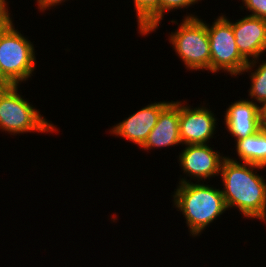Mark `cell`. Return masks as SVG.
Instances as JSON below:
<instances>
[{
	"label": "cell",
	"instance_id": "cell-1",
	"mask_svg": "<svg viewBox=\"0 0 266 267\" xmlns=\"http://www.w3.org/2000/svg\"><path fill=\"white\" fill-rule=\"evenodd\" d=\"M264 168L226 157L219 176L227 209L236 208L246 219H257L266 225V181L257 173Z\"/></svg>",
	"mask_w": 266,
	"mask_h": 267
},
{
	"label": "cell",
	"instance_id": "cell-2",
	"mask_svg": "<svg viewBox=\"0 0 266 267\" xmlns=\"http://www.w3.org/2000/svg\"><path fill=\"white\" fill-rule=\"evenodd\" d=\"M205 183L177 184L171 195L173 207L182 213L191 237H200L211 223L228 211L220 187L209 185L210 181Z\"/></svg>",
	"mask_w": 266,
	"mask_h": 267
},
{
	"label": "cell",
	"instance_id": "cell-3",
	"mask_svg": "<svg viewBox=\"0 0 266 267\" xmlns=\"http://www.w3.org/2000/svg\"><path fill=\"white\" fill-rule=\"evenodd\" d=\"M9 15L0 24V66L4 86L21 85L31 79L37 69L33 42L21 34ZM23 82V83H22Z\"/></svg>",
	"mask_w": 266,
	"mask_h": 267
},
{
	"label": "cell",
	"instance_id": "cell-4",
	"mask_svg": "<svg viewBox=\"0 0 266 267\" xmlns=\"http://www.w3.org/2000/svg\"><path fill=\"white\" fill-rule=\"evenodd\" d=\"M20 85L5 86L0 91V130L16 136L27 133H58V127L47 120L41 110L30 104L19 89ZM45 117V118H44Z\"/></svg>",
	"mask_w": 266,
	"mask_h": 267
},
{
	"label": "cell",
	"instance_id": "cell-5",
	"mask_svg": "<svg viewBox=\"0 0 266 267\" xmlns=\"http://www.w3.org/2000/svg\"><path fill=\"white\" fill-rule=\"evenodd\" d=\"M175 31L169 33L168 41L187 71L210 72V47L206 21L195 13H186Z\"/></svg>",
	"mask_w": 266,
	"mask_h": 267
},
{
	"label": "cell",
	"instance_id": "cell-6",
	"mask_svg": "<svg viewBox=\"0 0 266 267\" xmlns=\"http://www.w3.org/2000/svg\"><path fill=\"white\" fill-rule=\"evenodd\" d=\"M210 47V73L225 72L241 76L248 61L240 54L232 30V19L221 13L212 25L206 23Z\"/></svg>",
	"mask_w": 266,
	"mask_h": 267
},
{
	"label": "cell",
	"instance_id": "cell-7",
	"mask_svg": "<svg viewBox=\"0 0 266 267\" xmlns=\"http://www.w3.org/2000/svg\"><path fill=\"white\" fill-rule=\"evenodd\" d=\"M183 146L185 148L177 156L178 164L183 171L178 184L192 182L191 180L206 182V180H212V177H219L222 162L227 157L223 156V152L215 150L214 145L212 148L211 144Z\"/></svg>",
	"mask_w": 266,
	"mask_h": 267
},
{
	"label": "cell",
	"instance_id": "cell-8",
	"mask_svg": "<svg viewBox=\"0 0 266 267\" xmlns=\"http://www.w3.org/2000/svg\"><path fill=\"white\" fill-rule=\"evenodd\" d=\"M179 101V134L183 145L211 144L216 134L219 118L203 101L197 107ZM189 105V106H188ZM218 118V119H217ZM211 139V140H210Z\"/></svg>",
	"mask_w": 266,
	"mask_h": 267
},
{
	"label": "cell",
	"instance_id": "cell-9",
	"mask_svg": "<svg viewBox=\"0 0 266 267\" xmlns=\"http://www.w3.org/2000/svg\"><path fill=\"white\" fill-rule=\"evenodd\" d=\"M170 101L151 102L133 114H129L119 123L109 129L110 135L127 139L140 148L146 141L151 130L155 127L161 111Z\"/></svg>",
	"mask_w": 266,
	"mask_h": 267
},
{
	"label": "cell",
	"instance_id": "cell-10",
	"mask_svg": "<svg viewBox=\"0 0 266 267\" xmlns=\"http://www.w3.org/2000/svg\"><path fill=\"white\" fill-rule=\"evenodd\" d=\"M232 30L240 54L248 61L266 52V19L245 15L232 21Z\"/></svg>",
	"mask_w": 266,
	"mask_h": 267
},
{
	"label": "cell",
	"instance_id": "cell-11",
	"mask_svg": "<svg viewBox=\"0 0 266 267\" xmlns=\"http://www.w3.org/2000/svg\"><path fill=\"white\" fill-rule=\"evenodd\" d=\"M235 100L224 111V130L235 140H241L260 130L258 105L248 99Z\"/></svg>",
	"mask_w": 266,
	"mask_h": 267
},
{
	"label": "cell",
	"instance_id": "cell-12",
	"mask_svg": "<svg viewBox=\"0 0 266 267\" xmlns=\"http://www.w3.org/2000/svg\"><path fill=\"white\" fill-rule=\"evenodd\" d=\"M182 145L179 134V100L172 101L161 111L155 127L139 148L150 150ZM149 150V151H148Z\"/></svg>",
	"mask_w": 266,
	"mask_h": 267
},
{
	"label": "cell",
	"instance_id": "cell-13",
	"mask_svg": "<svg viewBox=\"0 0 266 267\" xmlns=\"http://www.w3.org/2000/svg\"><path fill=\"white\" fill-rule=\"evenodd\" d=\"M234 143L238 158L228 155L229 159L237 162L239 159V162L259 165L266 169V132L259 130L244 139L235 140Z\"/></svg>",
	"mask_w": 266,
	"mask_h": 267
},
{
	"label": "cell",
	"instance_id": "cell-14",
	"mask_svg": "<svg viewBox=\"0 0 266 267\" xmlns=\"http://www.w3.org/2000/svg\"><path fill=\"white\" fill-rule=\"evenodd\" d=\"M136 24L141 36L155 33L160 24V0H133Z\"/></svg>",
	"mask_w": 266,
	"mask_h": 267
},
{
	"label": "cell",
	"instance_id": "cell-15",
	"mask_svg": "<svg viewBox=\"0 0 266 267\" xmlns=\"http://www.w3.org/2000/svg\"><path fill=\"white\" fill-rule=\"evenodd\" d=\"M261 58L250 61L241 73H249L247 75L251 83L247 91L250 98L247 99L258 106L266 102V59L264 61Z\"/></svg>",
	"mask_w": 266,
	"mask_h": 267
},
{
	"label": "cell",
	"instance_id": "cell-16",
	"mask_svg": "<svg viewBox=\"0 0 266 267\" xmlns=\"http://www.w3.org/2000/svg\"><path fill=\"white\" fill-rule=\"evenodd\" d=\"M202 0H160V23L164 20V15L179 9H187L198 4Z\"/></svg>",
	"mask_w": 266,
	"mask_h": 267
},
{
	"label": "cell",
	"instance_id": "cell-17",
	"mask_svg": "<svg viewBox=\"0 0 266 267\" xmlns=\"http://www.w3.org/2000/svg\"><path fill=\"white\" fill-rule=\"evenodd\" d=\"M240 1V0H239ZM240 10L250 12V16L266 19V0H241Z\"/></svg>",
	"mask_w": 266,
	"mask_h": 267
},
{
	"label": "cell",
	"instance_id": "cell-18",
	"mask_svg": "<svg viewBox=\"0 0 266 267\" xmlns=\"http://www.w3.org/2000/svg\"><path fill=\"white\" fill-rule=\"evenodd\" d=\"M69 0H36L35 3H37L38 11L45 12L47 10L50 11V9L57 8L59 5H64V2ZM57 6V7H56Z\"/></svg>",
	"mask_w": 266,
	"mask_h": 267
},
{
	"label": "cell",
	"instance_id": "cell-19",
	"mask_svg": "<svg viewBox=\"0 0 266 267\" xmlns=\"http://www.w3.org/2000/svg\"><path fill=\"white\" fill-rule=\"evenodd\" d=\"M260 130L266 132V102L258 106Z\"/></svg>",
	"mask_w": 266,
	"mask_h": 267
},
{
	"label": "cell",
	"instance_id": "cell-20",
	"mask_svg": "<svg viewBox=\"0 0 266 267\" xmlns=\"http://www.w3.org/2000/svg\"><path fill=\"white\" fill-rule=\"evenodd\" d=\"M9 2L7 0H0V24L11 14L9 10Z\"/></svg>",
	"mask_w": 266,
	"mask_h": 267
},
{
	"label": "cell",
	"instance_id": "cell-21",
	"mask_svg": "<svg viewBox=\"0 0 266 267\" xmlns=\"http://www.w3.org/2000/svg\"><path fill=\"white\" fill-rule=\"evenodd\" d=\"M0 82L2 83V69H1V66H0Z\"/></svg>",
	"mask_w": 266,
	"mask_h": 267
},
{
	"label": "cell",
	"instance_id": "cell-22",
	"mask_svg": "<svg viewBox=\"0 0 266 267\" xmlns=\"http://www.w3.org/2000/svg\"><path fill=\"white\" fill-rule=\"evenodd\" d=\"M5 86L0 82V91L4 88Z\"/></svg>",
	"mask_w": 266,
	"mask_h": 267
}]
</instances>
